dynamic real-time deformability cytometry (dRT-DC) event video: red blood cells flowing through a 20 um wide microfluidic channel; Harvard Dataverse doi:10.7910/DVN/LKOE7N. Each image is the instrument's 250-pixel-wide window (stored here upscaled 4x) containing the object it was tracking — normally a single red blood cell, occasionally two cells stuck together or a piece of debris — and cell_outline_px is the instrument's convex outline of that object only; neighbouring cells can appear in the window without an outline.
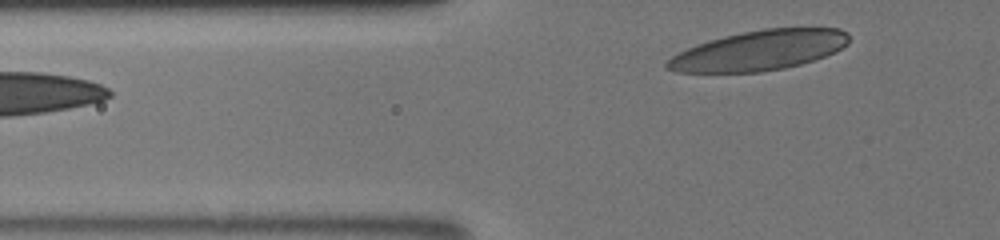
{"species": "human", "species_latin": "Homo sapiens", "temperature_condition": "room temperature", "stored_images_in_passage": 5, "segment_of_instrument_passage": [2, 2], "camera_frame_rate_fps": 3000, "um_per_image_px": 0.085, "donor": {"sex": "male"}, "frame": {"image": 1, "passage_image": 5, "time_ms": 2.667, "image_size_px": [1000, 240], "cell_outline_px": [[848, 44], [836, 52], [800, 64], [784, 68], [760, 72], [676, 72], [664, 68], [664, 64], [672, 56], [696, 44], [724, 36], [764, 28], [840, 28], [848, 32]], "centroid_in_image_um": [64.54, 4.29], "position_along_channel_um": 61.3, "area_um2": 42.19}}